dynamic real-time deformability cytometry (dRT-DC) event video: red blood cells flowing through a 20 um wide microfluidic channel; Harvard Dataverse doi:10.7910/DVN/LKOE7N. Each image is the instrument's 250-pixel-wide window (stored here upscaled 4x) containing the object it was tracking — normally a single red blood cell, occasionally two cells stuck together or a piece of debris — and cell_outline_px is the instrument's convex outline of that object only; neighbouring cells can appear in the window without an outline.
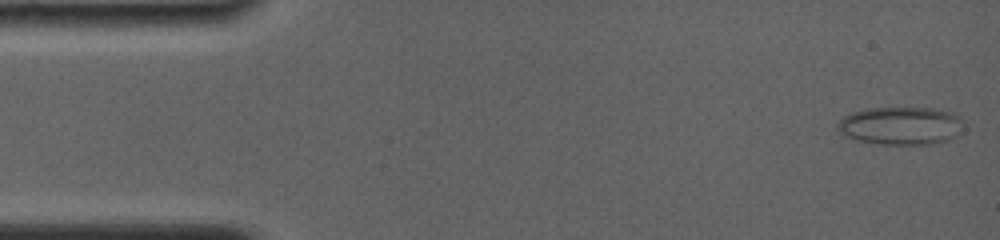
{"species": "common noctule bat (a hibernating species)", "species_latin": "Nyctalus noctula", "temperature_condition": "room temperature", "stored_images_in_passage": 36, "camera_frame_rate_fps": 4000, "um_per_image_px": 0.085, "animal": {"sex": "female", "body_mass_g": 19.0, "forearm_length_mm": 56.7}, "frame": {"image": 1, "passage_image": 1, "time_ms": 0.0, "image_size_px": [1000, 240], "cell_outline_px": [[964, 120], [960, 136], [948, 140], [932, 144], [880, 144], [860, 140], [848, 136], [840, 132], [836, 128], [836, 124], [844, 116], [852, 112], [864, 108], [932, 108], [948, 112], [960, 116]], "centroid_in_image_um": [76.61, 10.68], "position_along_channel_um": 8.4, "area_um2": 28.03}}
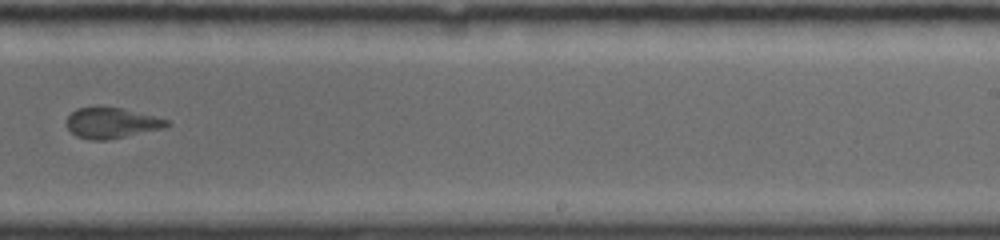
{"frame": {"image": 2, "passage_image": 23, "time_ms": 10.0, "image_size_px": [1000, 240], "cell_outline_px": [[172, 124], [164, 128], [108, 140], [88, 140], [76, 136], [68, 128], [68, 116], [76, 108], [100, 104], [120, 108], [168, 120]], "centroid_in_image_um": [9.45, 10.43], "position_along_channel_um": 279.6, "area_um2": 18.09}}
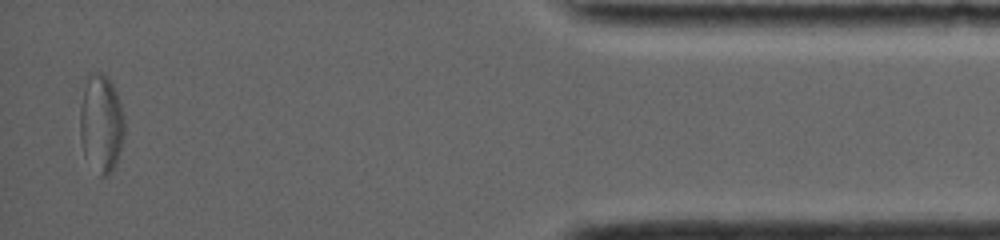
{"frame": {"image": 3, "passage_image": 35, "time_ms": 15.25, "image_size_px": [1000, 240], "cell_outline_px": [[124, 136], [116, 164], [108, 176], [100, 176], [84, 156], [80, 140], [80, 108], [84, 88], [88, 72], [100, 72], [108, 76], [116, 92], [124, 116]], "centroid_in_image_um": [8.59, 10.49], "position_along_channel_um": 426.6, "area_um2": 25.61}}